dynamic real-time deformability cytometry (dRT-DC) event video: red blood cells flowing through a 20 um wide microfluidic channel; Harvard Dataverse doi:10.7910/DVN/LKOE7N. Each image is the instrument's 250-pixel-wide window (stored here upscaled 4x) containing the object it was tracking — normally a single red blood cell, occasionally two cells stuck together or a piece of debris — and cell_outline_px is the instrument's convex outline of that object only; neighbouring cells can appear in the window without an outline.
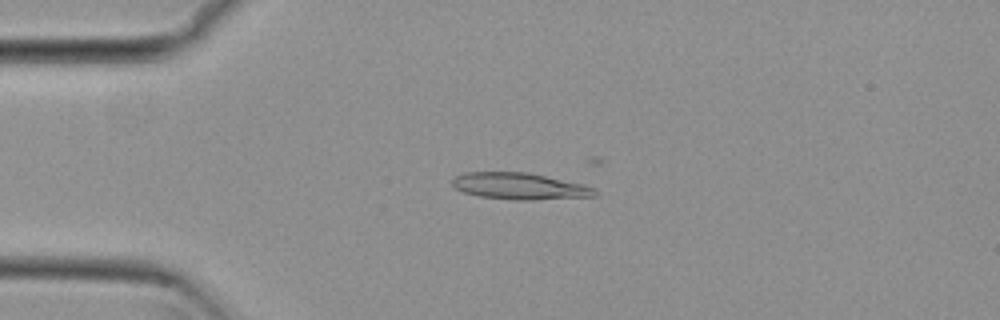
{"species": "common noctule bat (a hibernating species)", "species_latin": "Nyctalus noctula", "temperature_condition": "cold", "stored_images_in_passage": 7, "camera_frame_rate_fps": 3000, "um_per_image_px": 0.085, "animal": {"sex": "female", "body_mass_g": 29.2, "forearm_length_mm": 56.3}, "frame": {"image": 1, "passage_image": 2, "time_ms": 0.333, "image_size_px": [1000, 320], "cell_outline_px": [[600, 192], [596, 196], [536, 200], [516, 200], [480, 196], [464, 192], [456, 188], [452, 184], [452, 176], [464, 172], [528, 172], [584, 184]], "centroid_in_image_um": [44.18, 15.82], "position_along_channel_um": 40.8, "area_um2": 22.25}}